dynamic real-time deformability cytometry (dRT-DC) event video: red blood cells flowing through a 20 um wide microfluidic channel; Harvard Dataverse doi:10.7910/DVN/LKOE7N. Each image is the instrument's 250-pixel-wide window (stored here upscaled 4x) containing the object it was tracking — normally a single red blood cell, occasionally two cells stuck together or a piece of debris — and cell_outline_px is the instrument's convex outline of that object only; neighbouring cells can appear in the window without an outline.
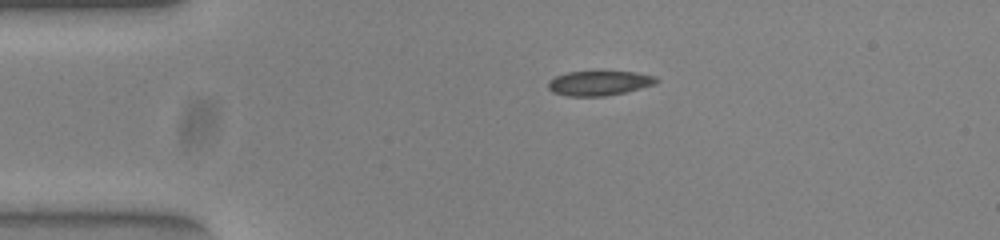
{"species": "common noctule bat (a hibernating species)", "species_latin": "Nyctalus noctula", "temperature_condition": "warm", "stored_images_in_passage": 43, "camera_frame_rate_fps": 3000, "um_per_image_px": 0.085, "animal": {"sex": "female", "body_mass_g": 23.0, "forearm_length_mm": 53.4}, "frame": {"image": 1, "passage_image": 1, "time_ms": 0.0, "image_size_px": [1000, 240], "cell_outline_px": [[660, 80], [656, 84], [624, 92], [604, 96], [568, 96], [552, 92], [548, 88], [548, 84], [556, 76], [568, 72], [632, 72], [656, 76]], "centroid_in_image_um": [50.95, 7.07], "position_along_channel_um": 34.0, "area_um2": 15.32}}
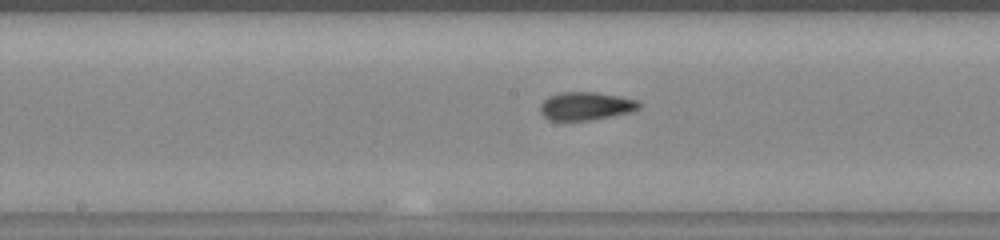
{"frame": {"image": 2, "passage_image": 17, "time_ms": 5.333, "image_size_px": [1000, 240], "cell_outline_px": [[640, 108], [632, 112], [588, 120], [548, 120], [540, 112], [540, 104], [548, 96], [560, 92], [596, 92], [620, 96], [636, 100], [640, 104]], "centroid_in_image_um": [49.78, 9.0], "position_along_channel_um": 198.4, "area_um2": 16.18}}
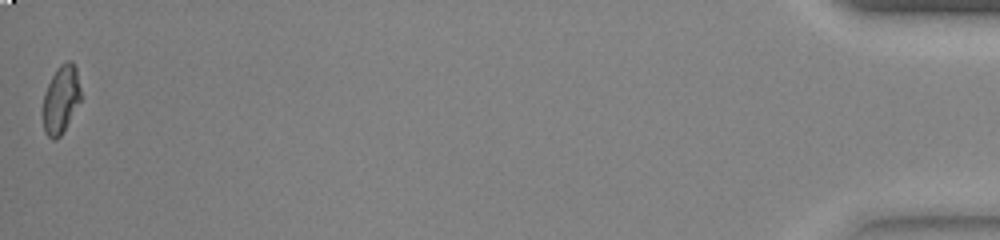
{"frame": {"image": 3, "passage_image": 43, "time_ms": 14.0, "image_size_px": [1000, 240], "cell_outline_px": [[80, 100], [60, 136], [56, 140], [52, 140], [44, 132], [44, 92], [56, 68], [60, 64], [68, 60], [72, 60], [76, 68], [80, 88]], "centroid_in_image_um": [5.17, 8.42], "position_along_channel_um": 430.0, "area_um2": 14.68}, "authors_computed_cell_mechanics": {"area_um2": 16.0684, "velocity_mm_per_s": 3.841, "shape_relaxation_time_tau1_ms": 7.2554, "shape_relaxation_time_tau2_ms": 1.9663, "deformation_change_tau1": 0.1983, "deformation_change_tau2": 0.0584}}